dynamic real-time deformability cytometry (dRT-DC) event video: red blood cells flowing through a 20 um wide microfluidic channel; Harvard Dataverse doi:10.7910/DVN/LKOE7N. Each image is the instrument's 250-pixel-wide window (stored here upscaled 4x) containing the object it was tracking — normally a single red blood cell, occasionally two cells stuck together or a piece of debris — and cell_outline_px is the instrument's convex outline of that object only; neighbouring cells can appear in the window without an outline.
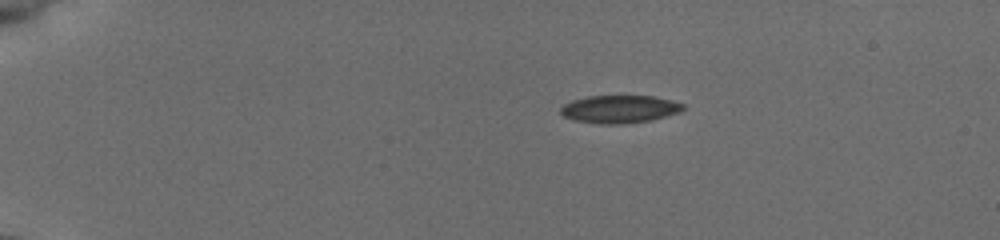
{"species": "common noctule bat (a hibernating species)", "species_latin": "Nyctalus noctula", "temperature_condition": "cold", "stored_images_in_passage": 45, "segment_of_instrument_passage": [1, 2], "camera_frame_rate_fps": 3000, "um_per_image_px": 0.085, "animal": {"sex": "female", "body_mass_g": 19.5, "forearm_length_mm": 54.1}, "frame": {"image": 1, "passage_image": 1, "time_ms": 0.0, "image_size_px": [1000, 240], "cell_outline_px": [[684, 108], [680, 112], [652, 120], [616, 124], [600, 124], [572, 120], [564, 116], [560, 112], [560, 108], [564, 104], [572, 100], [588, 96], [652, 96], [684, 104]], "centroid_in_image_um": [52.62, 9.28], "position_along_channel_um": 32.4, "area_um2": 19.71}}
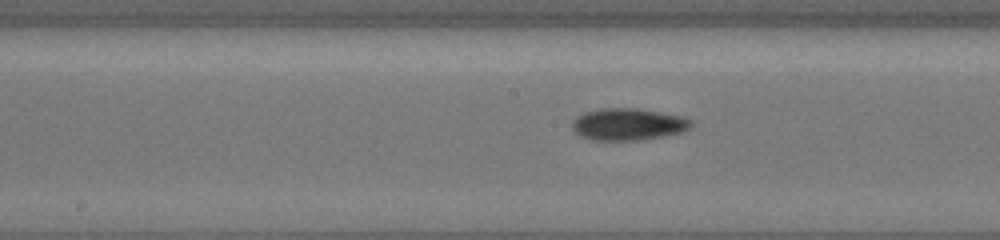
{"frame": {"image": 2, "passage_image": 20, "time_ms": 6.333, "image_size_px": [1000, 240], "cell_outline_px": [[692, 128], [680, 132], [664, 136], [640, 140], [592, 140], [580, 136], [572, 128], [572, 120], [584, 112], [600, 108], [636, 108], [660, 112], [680, 116], [692, 120]], "centroid_in_image_um": [53.38, 10.56], "position_along_channel_um": 194.8, "area_um2": 22.2}}
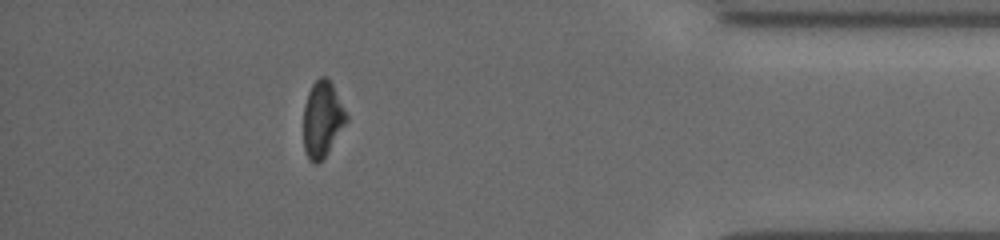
{"frame": {"image": 3, "passage_image": 39, "time_ms": 12.667, "image_size_px": [1000, 240], "cell_outline_px": [[348, 120], [328, 152], [316, 164], [312, 164], [308, 160], [304, 148], [304, 104], [308, 92], [312, 84], [320, 76], [328, 76], [348, 116]], "centroid_in_image_um": [27.39, 10.12], "position_along_channel_um": 407.8, "area_um2": 18.96}}